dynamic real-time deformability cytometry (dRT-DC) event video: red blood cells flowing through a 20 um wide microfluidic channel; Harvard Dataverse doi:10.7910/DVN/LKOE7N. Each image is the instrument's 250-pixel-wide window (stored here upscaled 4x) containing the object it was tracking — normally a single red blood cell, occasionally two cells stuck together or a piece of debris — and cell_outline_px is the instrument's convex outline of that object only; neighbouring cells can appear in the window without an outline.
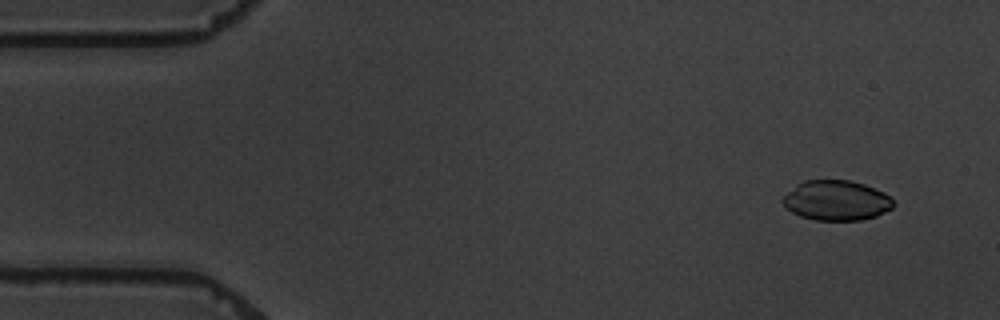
{"species": "common noctule bat (a hibernating species)", "species_latin": "Nyctalus noctula", "temperature_condition": "warm", "stored_images_in_passage": 10, "camera_frame_rate_fps": 3000, "um_per_image_px": 0.085, "animal": {"sex": "male", "body_mass_g": 19.5, "forearm_length_mm": 54.6}, "frame": {"image": 1, "passage_image": 1, "time_ms": 0.0, "image_size_px": [1000, 320], "cell_outline_px": [[896, 204], [892, 208], [876, 216], [860, 220], [816, 220], [800, 216], [792, 212], [780, 200], [788, 192], [804, 180], [848, 180], [864, 184], [884, 192]], "centroid_in_image_um": [71.11, 17.04], "position_along_channel_um": 13.9, "area_um2": 25.61}}
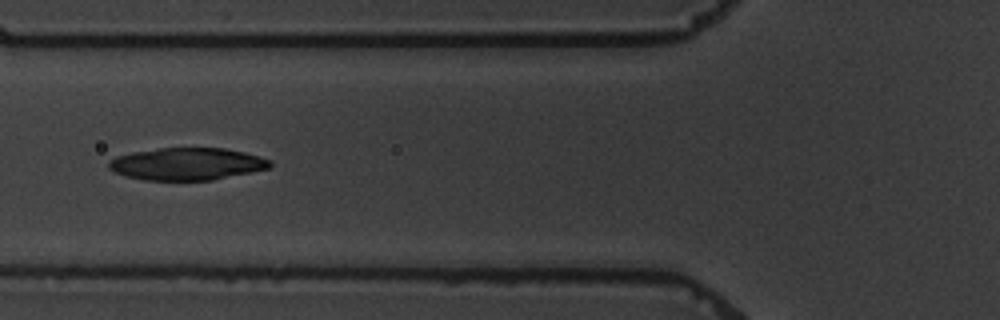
{"frame": {"image": 2, "passage_image": 6, "time_ms": 5.667, "image_size_px": [1000, 320], "cell_outline_px": [[272, 168], [212, 180], [144, 180], [128, 176], [116, 172], [108, 168], [108, 160], [116, 156], [132, 152], [160, 148], [224, 148], [244, 152], [260, 156], [272, 160]], "centroid_in_image_um": [15.93, 13.93], "position_along_channel_um": 109.9, "area_um2": 30.46}}
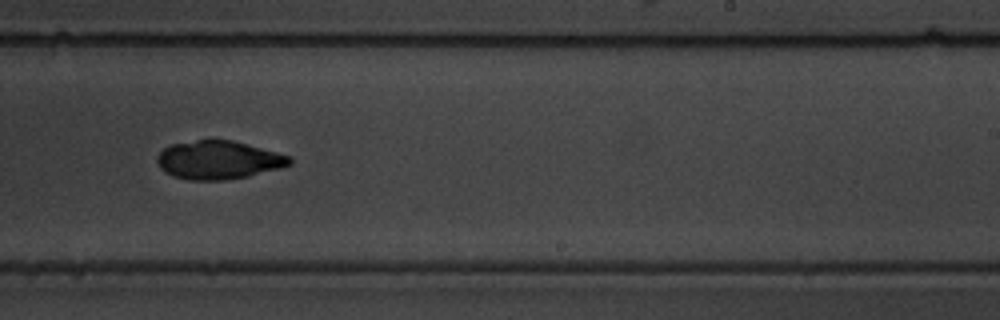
{"frame": {"image": 3, "passage_image": 10, "time_ms": 10.333, "image_size_px": [1000, 320], "cell_outline_px": [[292, 164], [280, 168], [248, 176], [224, 180], [192, 180], [172, 176], [160, 168], [156, 160], [156, 156], [168, 144], [196, 140], [232, 140], [276, 152], [288, 156], [292, 160]], "centroid_in_image_um": [18.53, 13.6], "position_along_channel_um": 270.5, "area_um2": 29.54}}